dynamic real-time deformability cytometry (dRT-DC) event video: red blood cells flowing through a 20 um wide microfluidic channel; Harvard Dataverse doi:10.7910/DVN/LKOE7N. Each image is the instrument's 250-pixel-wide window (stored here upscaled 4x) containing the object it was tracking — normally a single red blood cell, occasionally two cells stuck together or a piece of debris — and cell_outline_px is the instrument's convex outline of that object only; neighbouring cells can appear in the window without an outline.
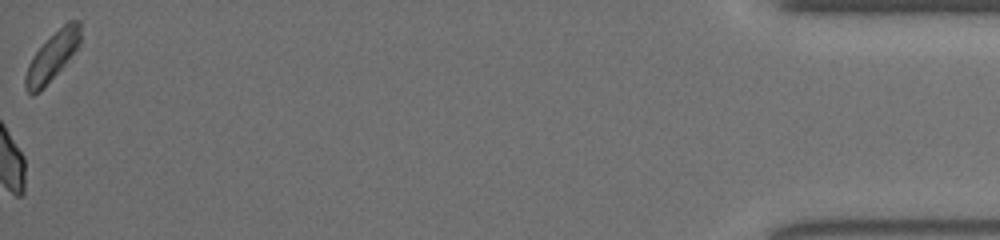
{"species": "common noctule bat (a hibernating species)", "species_latin": "Nyctalus noctula", "temperature_condition": "room temperature", "stored_images_in_passage": 46, "camera_frame_rate_fps": 3000, "um_per_image_px": 0.085, "animal": {"sex": "female", "body_mass_g": 19.5, "forearm_length_mm": 54.1}, "frame": {"image": 1, "passage_image": 46, "time_ms": 15.0, "image_size_px": [1000, 240], "cell_outline_px": [[80, 44], [64, 64], [44, 88], [40, 92], [32, 96], [24, 88], [24, 76], [28, 64], [32, 56], [68, 20], [80, 20]], "centroid_in_image_um": [4.41, 4.84], "position_along_channel_um": 430.8, "area_um2": 15.2}}